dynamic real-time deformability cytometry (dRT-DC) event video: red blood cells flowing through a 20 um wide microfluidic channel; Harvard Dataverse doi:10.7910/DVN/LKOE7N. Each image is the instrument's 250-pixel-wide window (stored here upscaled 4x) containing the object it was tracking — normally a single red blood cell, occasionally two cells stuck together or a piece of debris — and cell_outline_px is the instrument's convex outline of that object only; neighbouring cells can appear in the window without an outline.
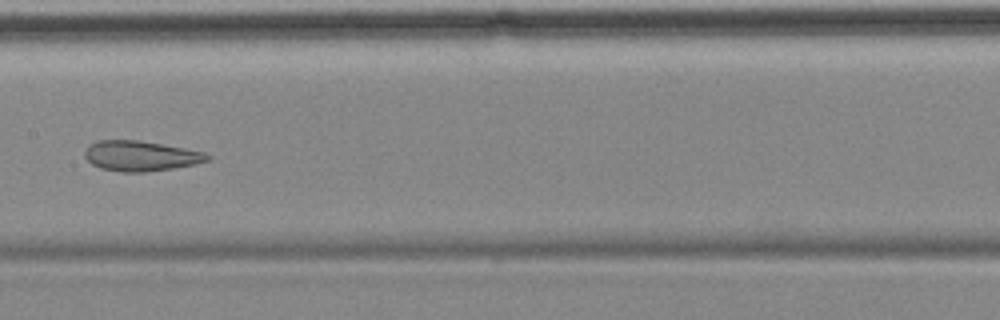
{"species": "common noctule bat (a hibernating species)", "species_latin": "Nyctalus noctula", "temperature_condition": "cold", "stored_images_in_passage": 10, "camera_frame_rate_fps": 3000, "um_per_image_px": 0.085, "animal": {"sex": "female", "body_mass_g": 18.4}, "frame": {"image": 1, "passage_image": 7, "time_ms": 8.0, "image_size_px": [1000, 320], "cell_outline_px": [[212, 156], [208, 160], [192, 164], [172, 168], [144, 172], [120, 172], [100, 168], [92, 164], [84, 156], [84, 152], [88, 144], [96, 140], [136, 140], [184, 148], [204, 152]], "centroid_in_image_um": [11.89, 13.25], "position_along_channel_um": 195.5, "area_um2": 21.44}}
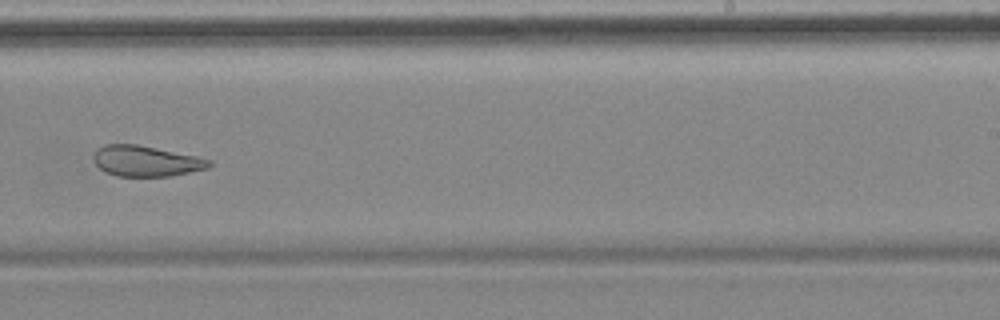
{"frame": {"image": 2, "passage_image": 9, "time_ms": 10.333, "image_size_px": [1000, 320], "cell_outline_px": [[212, 164], [208, 168], [172, 176], [116, 176], [104, 172], [92, 160], [92, 156], [96, 148], [104, 144], [136, 144], [196, 156], [212, 160]], "centroid_in_image_um": [12.37, 13.69], "position_along_channel_um": 276.6, "area_um2": 20.81}}